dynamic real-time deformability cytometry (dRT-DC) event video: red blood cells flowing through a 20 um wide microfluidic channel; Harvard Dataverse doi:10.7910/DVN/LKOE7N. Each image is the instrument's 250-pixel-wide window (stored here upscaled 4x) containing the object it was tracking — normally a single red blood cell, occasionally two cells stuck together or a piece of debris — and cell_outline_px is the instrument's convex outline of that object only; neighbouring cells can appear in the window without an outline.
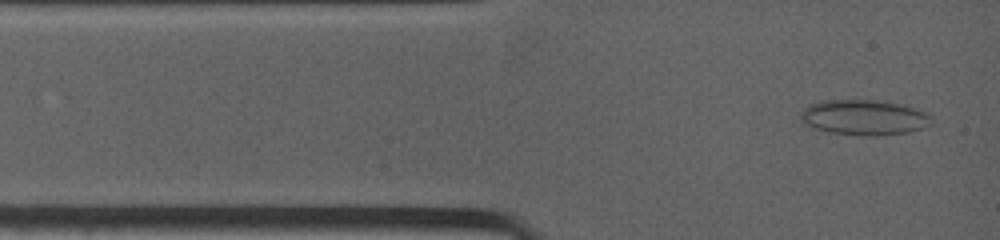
{"species": "common noctule bat (a hibernating species)", "species_latin": "Nyctalus noctula", "temperature_condition": "warm", "stored_images_in_passage": 71, "segment_of_instrument_passage": [1, 2], "camera_frame_rate_fps": 4500, "um_per_image_px": 0.085, "animal": {"sex": "female", "body_mass_g": 19.0, "forearm_length_mm": 53.3}, "frame": {"image": 1, "passage_image": 2, "time_ms": 0.222, "image_size_px": [1000, 240], "cell_outline_px": [[932, 124], [924, 128], [908, 132], [876, 136], [860, 136], [828, 132], [812, 128], [804, 124], [800, 120], [800, 112], [808, 104], [824, 100], [876, 100], [904, 104], [928, 112], [932, 116]], "centroid_in_image_um": [73.46, 9.98], "position_along_channel_um": 11.5, "area_um2": 27.57}}
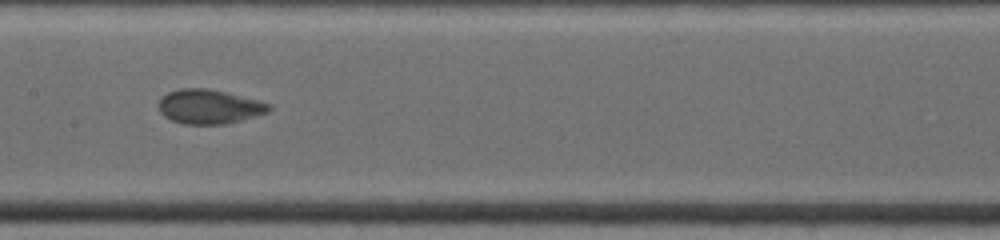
{"frame": {"image": 2, "passage_image": 28, "time_ms": 5.556, "image_size_px": [1000, 240], "cell_outline_px": [[272, 108], [268, 112], [240, 120], [224, 124], [184, 124], [172, 120], [164, 116], [160, 112], [156, 104], [168, 92], [180, 88], [208, 88], [272, 104]], "centroid_in_image_um": [17.75, 9.06], "position_along_channel_um": 189.7, "area_um2": 21.91}}
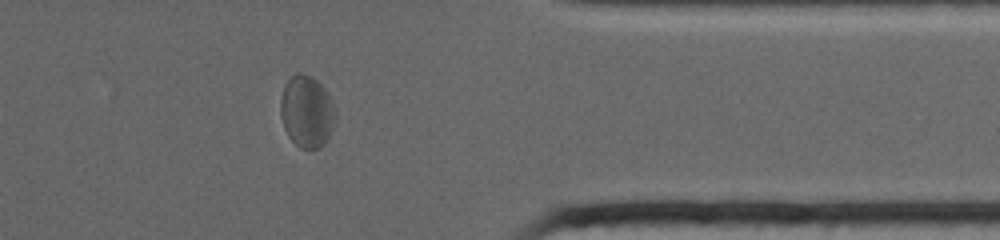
{"frame": {"image": 3, "passage_image": 54, "time_ms": 10.889, "image_size_px": [1000, 240], "cell_outline_px": [[336, 116], [332, 128], [324, 144], [320, 148], [300, 148], [288, 136], [284, 128], [280, 116], [280, 100], [284, 84], [296, 72], [300, 72], [312, 76], [324, 88], [336, 108]], "centroid_in_image_um": [26.06, 9.46], "position_along_channel_um": 385.3, "area_um2": 23.12}}